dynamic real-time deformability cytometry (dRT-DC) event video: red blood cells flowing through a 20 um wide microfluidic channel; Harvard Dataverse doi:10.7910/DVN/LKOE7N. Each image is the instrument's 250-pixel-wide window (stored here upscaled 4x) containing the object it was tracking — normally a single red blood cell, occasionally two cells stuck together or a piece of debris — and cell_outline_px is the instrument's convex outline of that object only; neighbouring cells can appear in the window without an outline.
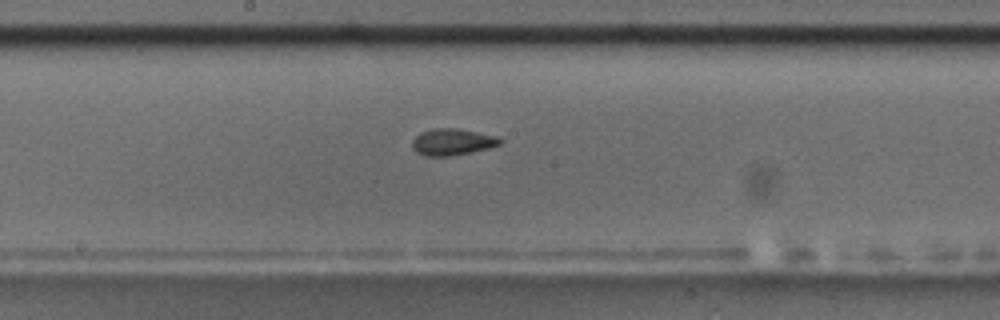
{"species": "common noctule bat (a hibernating species)", "species_latin": "Nyctalus noctula", "temperature_condition": "room temperature", "stored_images_in_passage": 10, "camera_frame_rate_fps": 3000, "um_per_image_px": 0.085, "animal": {"sex": "male", "body_mass_g": 17.5, "forearm_length_mm": 52.3}, "frame": {"image": 1, "passage_image": 10, "time_ms": 11.333, "image_size_px": [1000, 320], "cell_outline_px": [[504, 140], [500, 144], [488, 148], [472, 152], [448, 156], [428, 156], [416, 152], [412, 148], [412, 140], [420, 132], [432, 128], [460, 128], [496, 136]], "centroid_in_image_um": [38.44, 12.05], "position_along_channel_um": 209.8, "area_um2": 13.7}}